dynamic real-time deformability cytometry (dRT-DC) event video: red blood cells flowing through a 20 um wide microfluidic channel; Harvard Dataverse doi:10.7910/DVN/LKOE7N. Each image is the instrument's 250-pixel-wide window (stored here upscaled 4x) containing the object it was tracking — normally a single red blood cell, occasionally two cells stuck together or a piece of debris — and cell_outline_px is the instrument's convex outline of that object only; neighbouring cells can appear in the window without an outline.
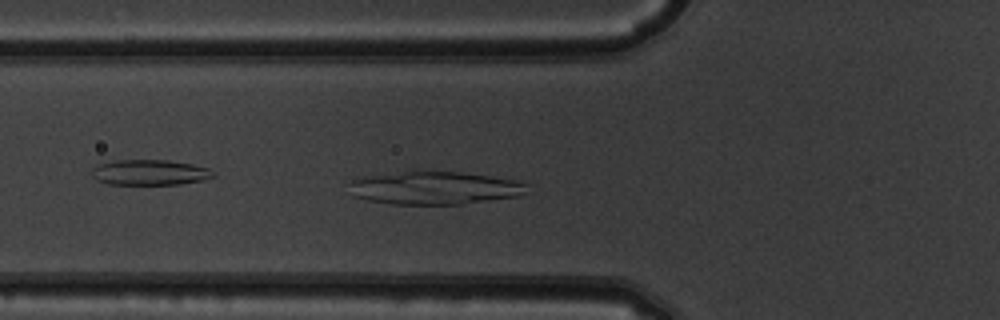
{"species": "common noctule bat (a hibernating species)", "species_latin": "Nyctalus noctula", "temperature_condition": "warm", "stored_images_in_passage": 45, "camera_frame_rate_fps": 3000, "um_per_image_px": 0.085, "animal": {"sex": "male", "body_mass_g": 19.5, "forearm_length_mm": 54.6}, "frame": {"image": 1, "passage_image": 12, "time_ms": 3.667, "image_size_px": [1000, 320], "cell_outline_px": [[528, 192], [516, 196], [460, 204], [392, 204], [368, 200], [352, 196], [352, 180], [364, 176], [408, 168], [420, 168], [460, 172], [524, 180], [528, 184]], "centroid_in_image_um": [36.95, 15.91], "position_along_channel_um": 88.8, "area_um2": 35.43}}
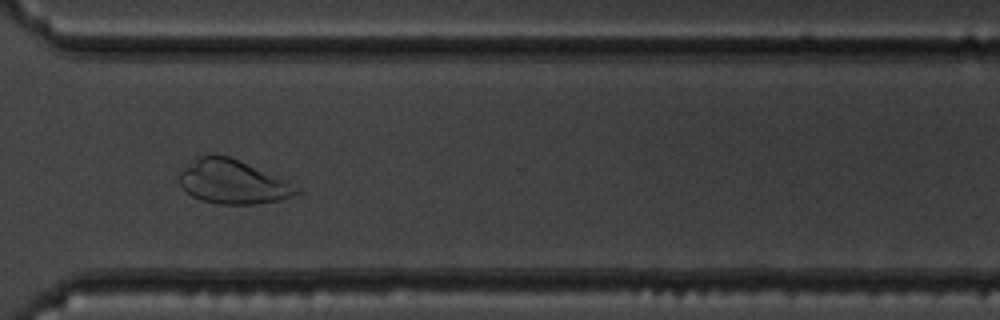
{"frame": {"image": 2, "passage_image": 32, "time_ms": 10.333, "image_size_px": [1000, 320], "cell_outline_px": [[304, 192], [280, 200], [256, 204], [216, 204], [200, 200], [192, 196], [180, 184], [180, 172], [184, 168], [200, 156], [212, 152], [228, 156], [304, 188]], "centroid_in_image_um": [19.83, 15.47], "position_along_channel_um": 350.8, "area_um2": 30.0}}
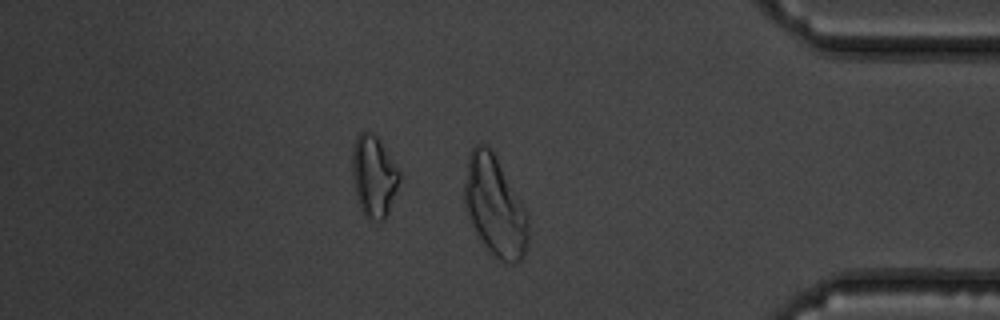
{"frame": {"image": 3, "passage_image": 37, "time_ms": 12.0, "image_size_px": [1000, 320], "cell_outline_px": [[528, 248], [524, 256], [516, 264], [508, 264], [500, 260], [480, 240], [468, 220], [464, 204], [464, 180], [468, 156], [472, 148], [476, 144], [484, 144], [492, 148], [528, 212]], "centroid_in_image_um": [42.07, 17.53], "position_along_channel_um": 393.1, "area_um2": 37.86}}